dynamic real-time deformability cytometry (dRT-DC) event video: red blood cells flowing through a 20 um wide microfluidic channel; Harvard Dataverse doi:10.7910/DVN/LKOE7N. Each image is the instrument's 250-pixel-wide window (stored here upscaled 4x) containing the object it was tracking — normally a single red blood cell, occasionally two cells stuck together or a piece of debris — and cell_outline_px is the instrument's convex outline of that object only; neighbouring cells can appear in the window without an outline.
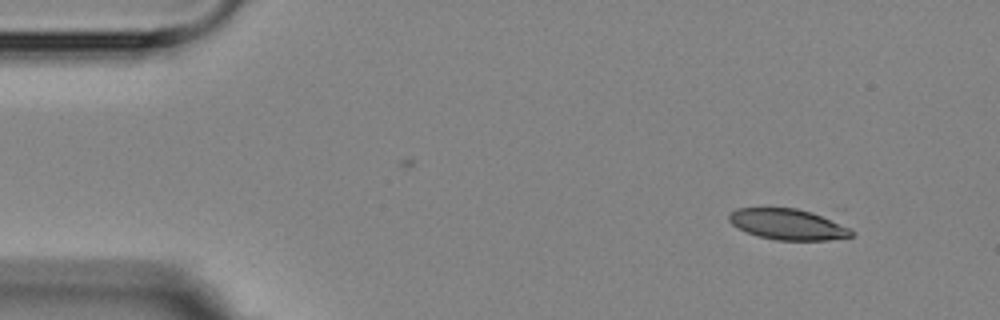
{"species": "Egyptian fruit bat (a non-hibernating species)", "species_latin": "Rousettus aegyptiacus", "temperature_condition": "room temperature", "stored_images_in_passage": 4, "camera_frame_rate_fps": 3000, "um_per_image_px": 0.085, "animal": {"sex": "female"}, "frame": {"image": 1, "passage_image": 1, "time_ms": 0.0, "image_size_px": [1000, 320], "cell_outline_px": [[856, 232], [852, 236], [828, 240], [776, 240], [760, 236], [748, 232], [732, 224], [728, 220], [728, 216], [736, 208], [796, 208], [812, 212], [848, 228]], "centroid_in_image_um": [66.95, 19.07], "position_along_channel_um": 18.0, "area_um2": 21.56}}
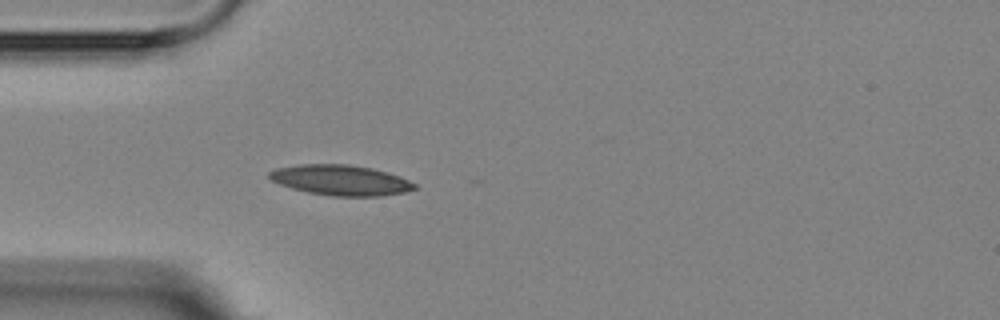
{"frame": {"image": 2, "passage_image": 4, "time_ms": 3.333, "image_size_px": [1000, 320], "cell_outline_px": [[416, 188], [404, 192], [380, 196], [332, 196], [308, 192], [292, 188], [280, 184], [272, 180], [268, 176], [268, 172], [276, 168], [300, 164], [348, 164], [372, 168], [388, 172], [400, 176], [416, 184]], "centroid_in_image_um": [28.96, 15.3], "position_along_channel_um": 56.0, "area_um2": 25.66}}